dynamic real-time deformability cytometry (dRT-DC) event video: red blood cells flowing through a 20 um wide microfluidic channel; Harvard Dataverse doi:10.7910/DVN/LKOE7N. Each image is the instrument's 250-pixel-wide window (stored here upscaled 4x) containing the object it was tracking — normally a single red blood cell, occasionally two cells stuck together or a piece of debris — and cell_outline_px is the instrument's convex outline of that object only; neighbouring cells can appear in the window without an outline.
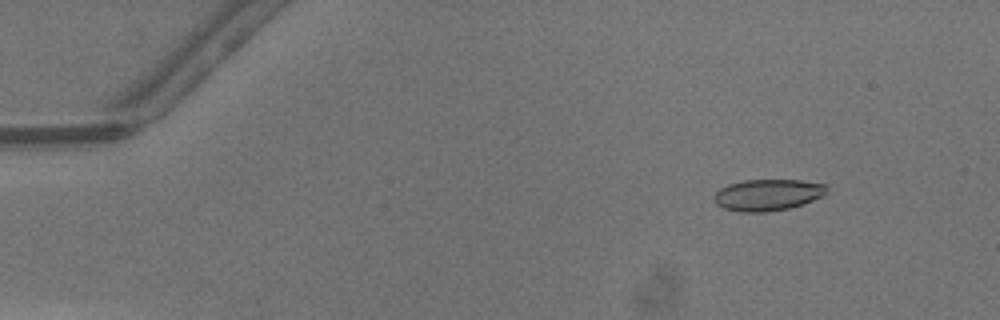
{"species": "common noctule bat (a hibernating species)", "species_latin": "Nyctalus noctula", "temperature_condition": "warm", "stored_images_in_passage": 48, "camera_frame_rate_fps": 3000, "um_per_image_px": 0.085, "animal": {"sex": "male", "body_mass_g": 13.3}, "frame": {"image": 1, "passage_image": 6, "time_ms": 1.667, "image_size_px": [1000, 320], "cell_outline_px": [[828, 188], [820, 196], [812, 200], [792, 208], [768, 212], [740, 212], [724, 208], [716, 204], [712, 196], [720, 188], [728, 184], [744, 180], [800, 180], [828, 184]], "centroid_in_image_um": [65.23, 16.56], "position_along_channel_um": 19.8, "area_um2": 20.75}}
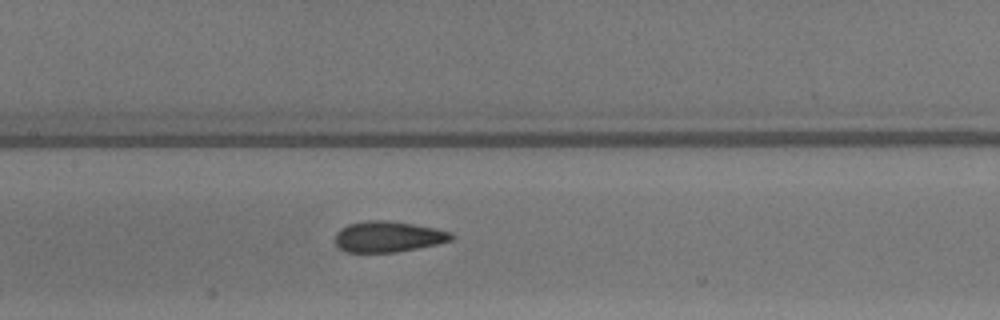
{"frame": {"image": 2, "passage_image": 24, "time_ms": 7.667, "image_size_px": [1000, 320], "cell_outline_px": [[456, 236], [452, 240], [436, 244], [396, 252], [344, 252], [336, 248], [336, 232], [340, 228], [348, 224], [368, 220], [388, 220], [436, 228], [452, 232]], "centroid_in_image_um": [32.97, 20.11], "position_along_channel_um": 174.4, "area_um2": 21.04}}
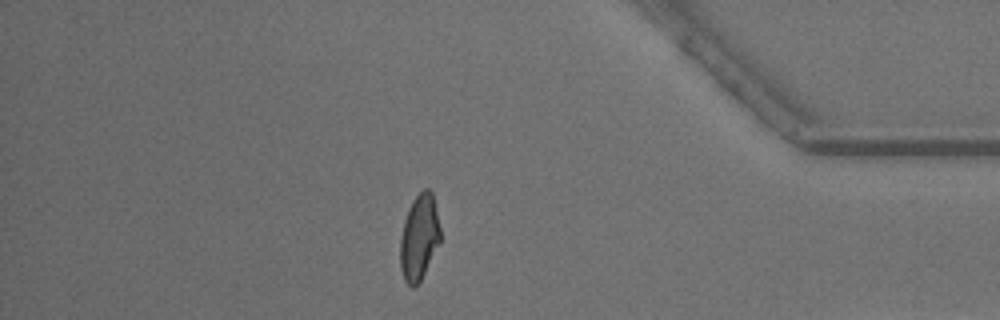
{"frame": {"image": 3, "passage_image": 42, "time_ms": 13.667, "image_size_px": [1000, 320], "cell_outline_px": [[440, 244], [416, 288], [412, 288], [404, 280], [400, 268], [400, 236], [404, 220], [408, 208], [412, 200], [424, 188], [428, 188], [432, 192], [440, 228]], "centroid_in_image_um": [35.62, 20.19], "position_along_channel_um": 399.6, "area_um2": 20.23}, "authors_computed_cell_mechanics": {"area_um2": 20.7502, "velocity_mm_per_s": 4.3215, "shape_relaxation_time_tau1_ms": 4.7888, "shape_relaxation_time_tau2_ms": 0.9812, "deformation_change_tau1": 0.1545, "deformation_change_tau2": 0.0734}}